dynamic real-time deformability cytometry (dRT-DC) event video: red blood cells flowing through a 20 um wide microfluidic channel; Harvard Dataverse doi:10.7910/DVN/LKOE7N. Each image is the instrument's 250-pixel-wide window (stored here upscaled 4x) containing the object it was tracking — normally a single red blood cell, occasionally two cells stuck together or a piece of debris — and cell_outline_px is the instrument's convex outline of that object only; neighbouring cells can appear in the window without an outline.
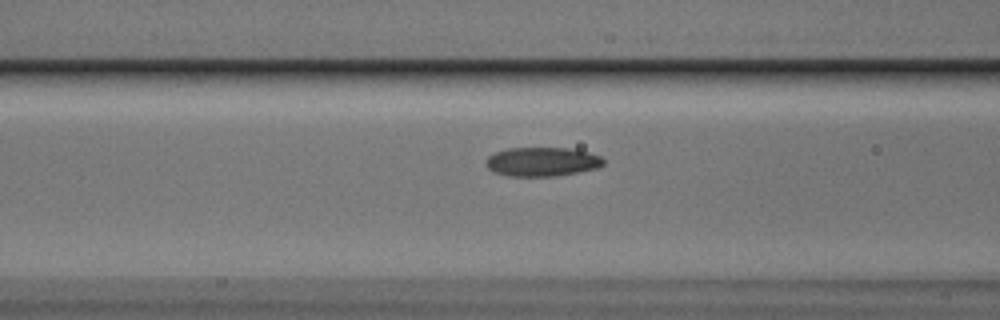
{"species": "Egyptian fruit bat (a non-hibernating species)", "species_latin": "Rousettus aegyptiacus", "temperature_condition": "cold", "stored_images_in_passage": 7, "camera_frame_rate_fps": 3000, "um_per_image_px": 0.085, "animal": {"sex": "male"}, "frame": {"image": 1, "passage_image": 5, "time_ms": 1.333, "image_size_px": [1000, 320], "cell_outline_px": [[604, 164], [596, 168], [556, 176], [508, 176], [496, 172], [488, 168], [484, 160], [488, 156], [496, 152], [508, 148], [568, 148], [588, 152], [600, 156], [604, 160]], "centroid_in_image_um": [46.06, 13.74], "position_along_channel_um": 120.5, "area_um2": 19.77}}